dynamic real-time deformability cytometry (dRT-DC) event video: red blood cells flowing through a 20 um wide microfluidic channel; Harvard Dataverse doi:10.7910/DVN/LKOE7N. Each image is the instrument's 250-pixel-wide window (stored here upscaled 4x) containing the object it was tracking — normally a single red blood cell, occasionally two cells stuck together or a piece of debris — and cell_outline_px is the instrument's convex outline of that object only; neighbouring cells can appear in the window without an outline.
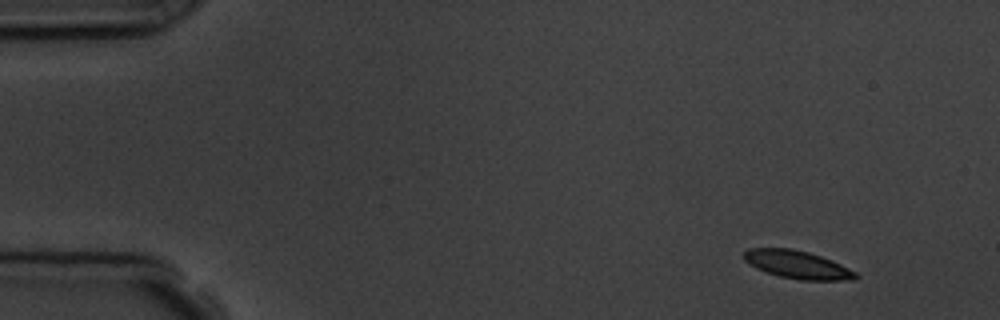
{"species": "common noctule bat (a hibernating species)", "species_latin": "Nyctalus noctula", "temperature_condition": "room temperature", "stored_images_in_passage": 5, "camera_frame_rate_fps": 3000, "um_per_image_px": 0.085, "animal": {"sex": "male", "body_mass_g": 19.5, "forearm_length_mm": 54.6}, "frame": {"image": 1, "passage_image": 1, "time_ms": 0.0, "image_size_px": [1000, 320], "cell_outline_px": [[860, 276], [856, 280], [800, 280], [780, 276], [756, 268], [744, 260], [744, 252], [748, 248], [792, 248], [808, 252], [832, 260], [856, 272]], "centroid_in_image_um": [67.8, 22.49], "position_along_channel_um": 17.2, "area_um2": 18.15}}
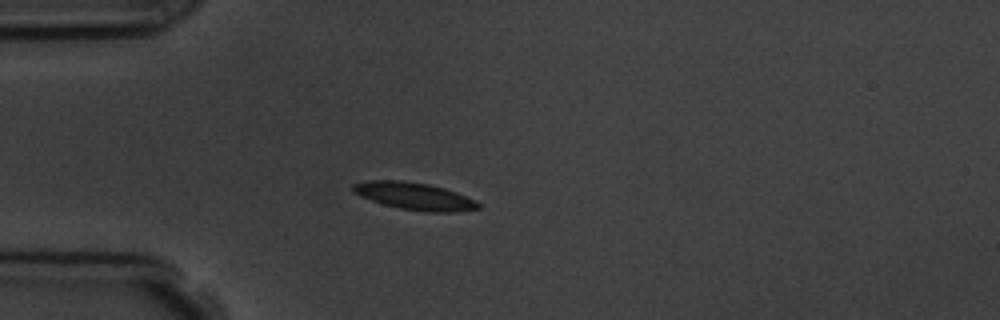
{"frame": {"image": 2, "passage_image": 4, "time_ms": 3.333, "image_size_px": [1000, 320], "cell_outline_px": [[480, 208], [456, 212], [428, 212], [400, 208], [384, 204], [360, 196], [352, 192], [352, 184], [368, 180], [400, 180], [428, 184], [444, 188], [456, 192], [476, 200], [480, 204]], "centroid_in_image_um": [35.23, 16.67], "position_along_channel_um": 49.8, "area_um2": 19.88}}